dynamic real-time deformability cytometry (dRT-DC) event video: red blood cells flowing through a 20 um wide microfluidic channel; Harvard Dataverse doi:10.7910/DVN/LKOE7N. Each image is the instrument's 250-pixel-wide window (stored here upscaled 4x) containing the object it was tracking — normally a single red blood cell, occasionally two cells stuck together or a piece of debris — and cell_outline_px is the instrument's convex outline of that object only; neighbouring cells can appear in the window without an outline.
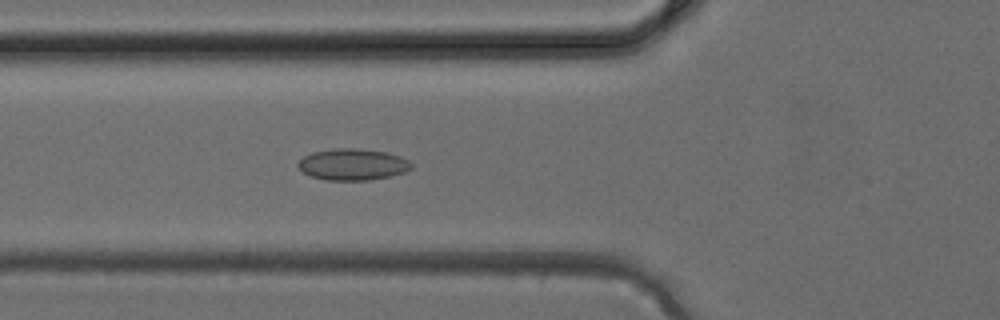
{"species": "common noctule bat (a hibernating species)", "species_latin": "Nyctalus noctula", "temperature_condition": "cold", "stored_images_in_passage": 31, "camera_frame_rate_fps": 3000, "um_per_image_px": 0.085, "animal": {"sex": "female", "body_mass_g": 24.6, "forearm_length_mm": 56.2}, "frame": {"image": 1, "passage_image": 7, "time_ms": 2.0, "image_size_px": [1000, 320], "cell_outline_px": [[412, 168], [404, 172], [388, 176], [368, 180], [328, 180], [312, 176], [304, 172], [296, 164], [304, 156], [312, 152], [332, 148], [360, 148], [388, 152], [400, 156], [408, 160], [412, 164]], "centroid_in_image_um": [29.99, 13.96], "position_along_channel_um": 95.8, "area_um2": 20.75}}
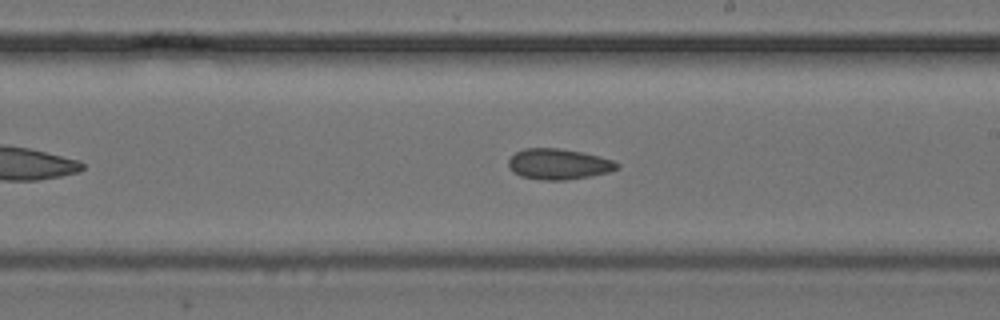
{"frame": {"image": 2, "passage_image": 15, "time_ms": 4.667, "image_size_px": [1000, 320], "cell_outline_px": [[620, 168], [608, 172], [592, 176], [564, 180], [544, 180], [520, 176], [512, 172], [508, 168], [508, 160], [516, 152], [524, 148], [560, 148], [600, 156], [612, 160], [620, 164]], "centroid_in_image_um": [47.47, 13.95], "position_along_channel_um": 241.5, "area_um2": 19.54}}
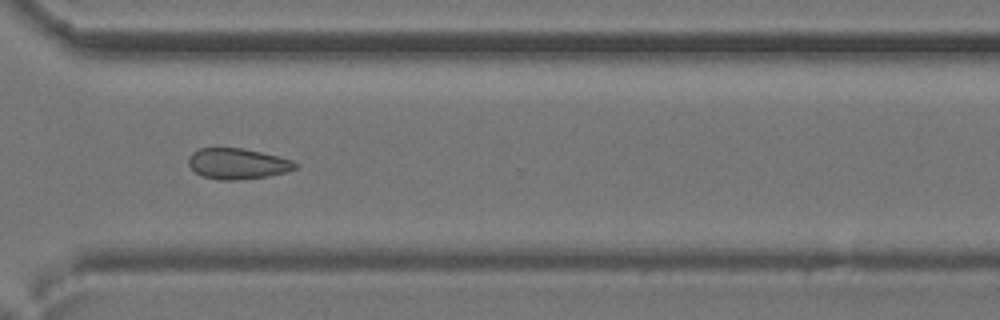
{"frame": {"image": 3, "passage_image": 21, "time_ms": 6.667, "image_size_px": [1000, 320], "cell_outline_px": [[300, 164], [296, 168], [288, 172], [268, 176], [240, 180], [220, 180], [204, 176], [196, 172], [188, 164], [188, 156], [192, 152], [200, 148], [244, 148], [292, 160]], "centroid_in_image_um": [20.21, 13.92], "position_along_channel_um": 350.4, "area_um2": 19.19}}